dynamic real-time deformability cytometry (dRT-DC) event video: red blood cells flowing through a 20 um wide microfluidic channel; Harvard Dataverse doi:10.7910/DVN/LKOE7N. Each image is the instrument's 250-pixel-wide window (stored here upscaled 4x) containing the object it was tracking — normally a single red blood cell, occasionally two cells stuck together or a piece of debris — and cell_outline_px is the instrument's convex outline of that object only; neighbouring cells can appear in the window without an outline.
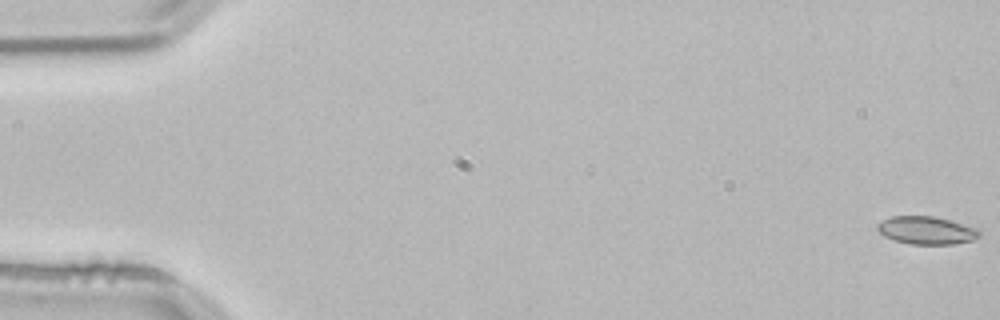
{"species": "common noctule bat (a hibernating species)", "species_latin": "Nyctalus noctula", "temperature_condition": "room temperature", "stored_images_in_passage": 55, "camera_frame_rate_fps": 3000, "um_per_image_px": 0.085, "animal": {"sex": "male", "body_mass_g": 21.5, "forearm_length_mm": 52.0}, "frame": {"image": 1, "passage_image": 1, "time_ms": 0.0, "image_size_px": [1000, 320], "cell_outline_px": [[980, 236], [972, 240], [952, 244], [912, 244], [892, 240], [884, 236], [876, 228], [876, 224], [892, 216], [936, 216], [976, 228], [980, 232]], "centroid_in_image_um": [78.72, 19.58], "position_along_channel_um": 6.3, "area_um2": 16.47}}
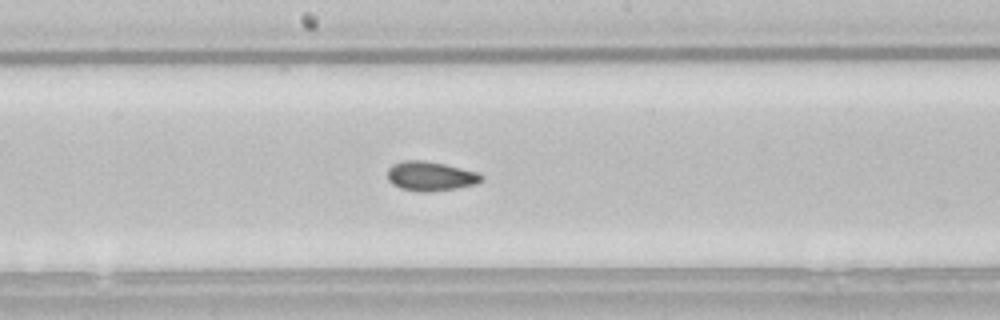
{"frame": {"image": 2, "passage_image": 29, "time_ms": 9.333, "image_size_px": [1000, 320], "cell_outline_px": [[484, 180], [476, 184], [456, 188], [432, 192], [424, 192], [400, 188], [392, 184], [388, 180], [388, 168], [392, 164], [404, 160], [424, 160], [444, 164], [480, 172], [484, 176]], "centroid_in_image_um": [36.62, 14.97], "position_along_channel_um": 211.6, "area_um2": 16.3}}
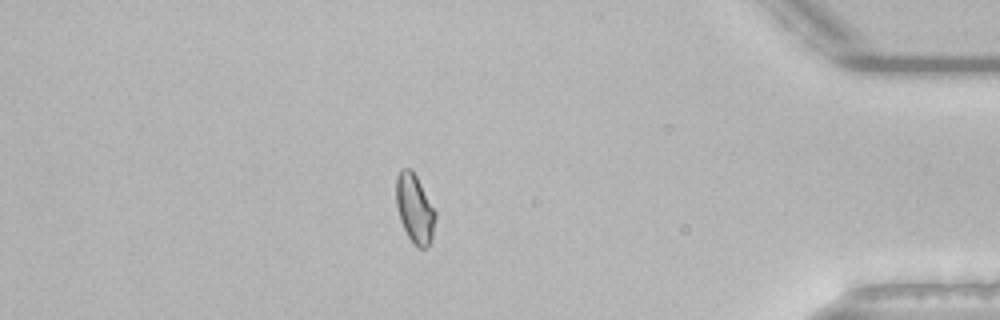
{"frame": {"image": 3, "passage_image": 47, "time_ms": 15.333, "image_size_px": [1000, 320], "cell_outline_px": [[436, 216], [432, 236], [428, 248], [416, 248], [412, 244], [400, 220], [396, 204], [396, 176], [400, 168], [412, 168], [436, 212]], "centroid_in_image_um": [35.24, 17.73], "position_along_channel_um": 400.0, "area_um2": 15.9}, "authors_computed_cell_mechanics": {"area_um2": 16.0106, "velocity_mm_per_s": 3.8113, "shape_relaxation_time_tau1_ms": 9.8157, "shape_relaxation_time_tau2_ms": 1.7696, "deformation_change_tau1": 0.1203, "deformation_change_tau2": 0.0503}}